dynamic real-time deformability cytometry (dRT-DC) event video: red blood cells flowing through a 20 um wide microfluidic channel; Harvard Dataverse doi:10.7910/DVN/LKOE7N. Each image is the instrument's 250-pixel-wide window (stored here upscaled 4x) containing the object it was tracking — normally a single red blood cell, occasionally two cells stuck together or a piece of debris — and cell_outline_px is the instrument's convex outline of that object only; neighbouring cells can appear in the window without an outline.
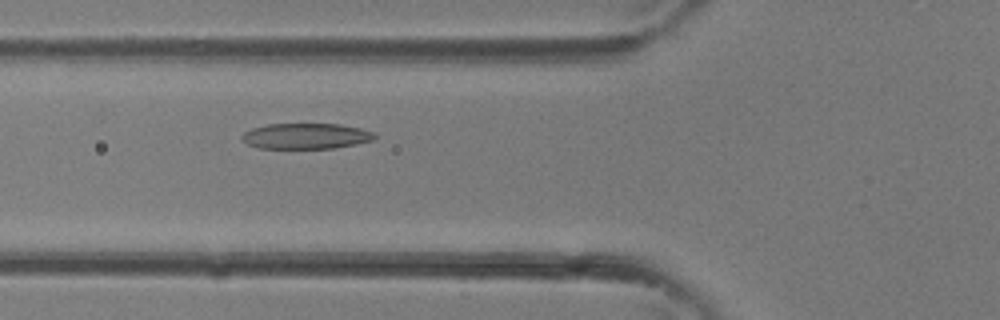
{"species": "common noctule bat (a hibernating species)", "species_latin": "Nyctalus noctula", "temperature_condition": "room temperature", "stored_images_in_passage": 37, "camera_frame_rate_fps": 3000, "um_per_image_px": 0.085, "animal": {"sex": "female"}, "frame": {"image": 1, "passage_image": 13, "time_ms": 4.0, "image_size_px": [1000, 320], "cell_outline_px": [[376, 136], [372, 140], [356, 144], [336, 148], [256, 148], [248, 144], [240, 136], [244, 132], [252, 128], [268, 124], [340, 124], [360, 128], [376, 132]], "centroid_in_image_um": [26.02, 11.56], "position_along_channel_um": 99.8, "area_um2": 19.88}}
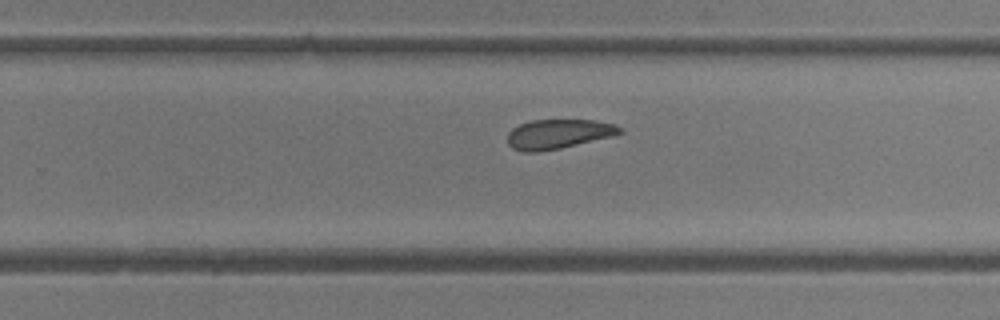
{"frame": {"image": 2, "passage_image": 23, "time_ms": 7.333, "image_size_px": [1000, 320], "cell_outline_px": [[624, 132], [612, 136], [560, 148], [536, 152], [524, 152], [512, 148], [508, 144], [508, 132], [512, 128], [520, 124], [532, 120], [596, 120], [616, 124]], "centroid_in_image_um": [47.45, 11.38], "position_along_channel_um": 282.4, "area_um2": 19.25}}
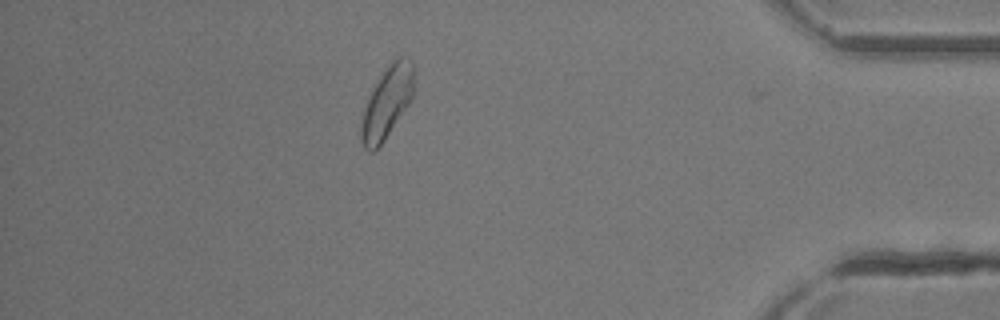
{"frame": {"image": 3, "passage_image": 32, "time_ms": 10.333, "image_size_px": [1000, 320], "cell_outline_px": [[412, 100], [384, 140], [372, 152], [368, 152], [364, 148], [360, 140], [360, 124], [364, 108], [380, 76], [388, 64], [392, 60], [400, 56], [412, 60]], "centroid_in_image_um": [32.87, 8.74], "position_along_channel_um": 402.3, "area_um2": 21.62}}